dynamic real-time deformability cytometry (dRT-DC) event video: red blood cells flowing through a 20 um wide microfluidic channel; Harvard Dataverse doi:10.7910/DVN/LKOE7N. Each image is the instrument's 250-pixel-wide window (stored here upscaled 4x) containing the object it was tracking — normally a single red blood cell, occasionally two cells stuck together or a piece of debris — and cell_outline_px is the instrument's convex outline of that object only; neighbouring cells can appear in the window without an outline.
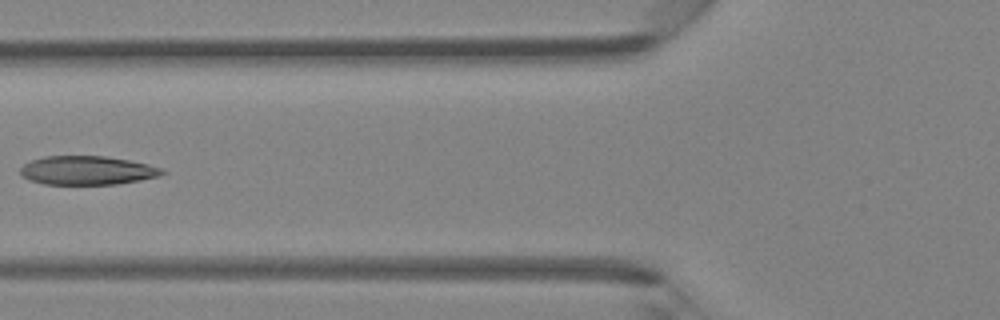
{"species": "Egyptian fruit bat (a non-hibernating species)", "species_latin": "Rousettus aegyptiacus", "temperature_condition": "room temperature", "stored_images_in_passage": 5, "camera_frame_rate_fps": 3000, "um_per_image_px": 0.085, "animal": {"sex": "female"}, "frame": {"image": 1, "passage_image": 5, "time_ms": 1.333, "image_size_px": [1000, 320], "cell_outline_px": [[168, 172], [160, 176], [140, 180], [116, 184], [44, 184], [28, 180], [20, 176], [20, 168], [24, 164], [32, 160], [44, 156], [104, 156], [128, 160], [148, 164], [164, 168]], "centroid_in_image_um": [7.42, 14.48], "position_along_channel_um": 118.4, "area_um2": 23.99}}